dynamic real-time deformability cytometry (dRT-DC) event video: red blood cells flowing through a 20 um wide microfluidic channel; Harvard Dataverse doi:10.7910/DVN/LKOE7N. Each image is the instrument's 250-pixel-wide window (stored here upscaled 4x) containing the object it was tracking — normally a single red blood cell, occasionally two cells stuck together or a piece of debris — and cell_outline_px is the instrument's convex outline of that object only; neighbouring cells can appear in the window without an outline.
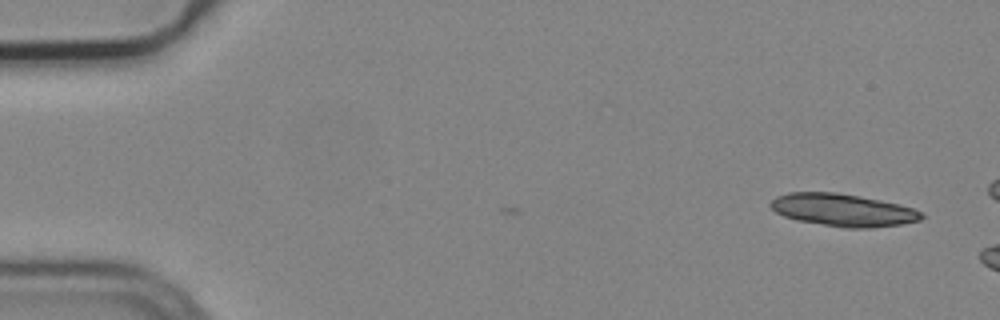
{"species": "common noctule bat (a hibernating species)", "species_latin": "Nyctalus noctula", "temperature_condition": "cold", "stored_images_in_passage": 2, "camera_frame_rate_fps": 3000, "um_per_image_px": 0.085, "animal": {"sex": "male", "body_mass_g": 19.2, "forearm_length_mm": 51.8}, "frame": {"image": 1, "passage_image": 2, "time_ms": 0.333, "image_size_px": [1000, 320], "cell_outline_px": [[924, 216], [920, 220], [900, 224], [872, 228], [844, 228], [796, 220], [784, 216], [776, 212], [768, 204], [776, 196], [788, 192], [836, 192], [860, 196], [900, 204], [912, 208], [920, 212]], "centroid_in_image_um": [71.62, 17.85], "position_along_channel_um": 13.4, "area_um2": 28.61}}